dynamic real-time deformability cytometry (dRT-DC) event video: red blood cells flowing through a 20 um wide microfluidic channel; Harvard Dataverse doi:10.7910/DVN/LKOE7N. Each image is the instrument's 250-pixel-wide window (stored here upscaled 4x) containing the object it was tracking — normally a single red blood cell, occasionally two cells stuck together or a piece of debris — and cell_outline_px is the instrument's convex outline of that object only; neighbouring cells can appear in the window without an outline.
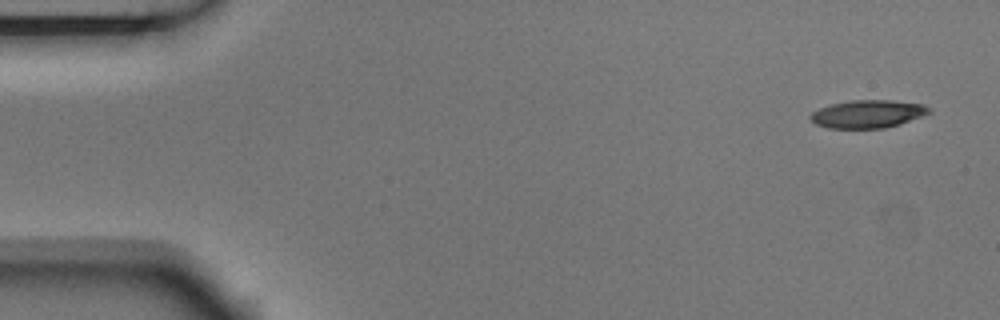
{"species": "Egyptian fruit bat (a non-hibernating species)", "species_latin": "Rousettus aegyptiacus", "temperature_condition": "room temperature", "stored_images_in_passage": 4, "camera_frame_rate_fps": 3000, "um_per_image_px": 0.085, "animal": {"sex": "male"}, "frame": {"image": 1, "passage_image": 1, "time_ms": 0.0, "image_size_px": [1000, 320], "cell_outline_px": [[932, 112], [900, 124], [884, 128], [828, 128], [816, 124], [808, 116], [812, 112], [820, 108], [832, 104], [852, 100], [888, 100], [924, 104], [932, 108]], "centroid_in_image_um": [73.78, 9.68], "position_along_channel_um": 11.2, "area_um2": 19.25}}
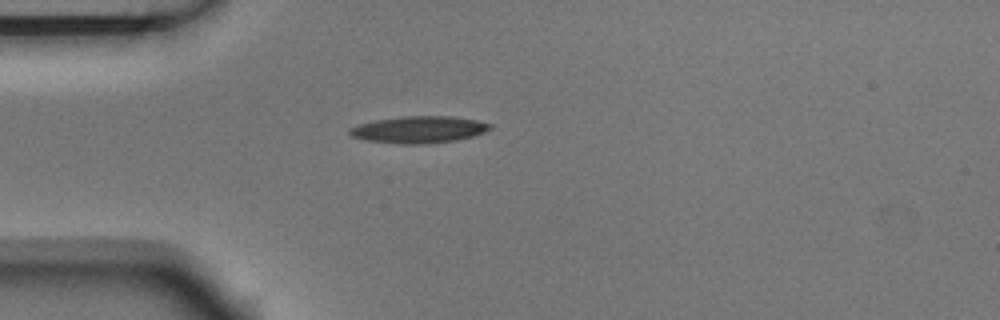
{"frame": {"image": 2, "passage_image": 4, "time_ms": 1.0, "image_size_px": [1000, 320], "cell_outline_px": [[492, 128], [484, 132], [472, 136], [456, 140], [416, 144], [404, 144], [364, 140], [352, 136], [348, 132], [348, 128], [360, 124], [376, 120], [404, 116], [452, 116], [476, 120], [492, 124]], "centroid_in_image_um": [35.6, 11.01], "position_along_channel_um": 49.4, "area_um2": 21.79}}